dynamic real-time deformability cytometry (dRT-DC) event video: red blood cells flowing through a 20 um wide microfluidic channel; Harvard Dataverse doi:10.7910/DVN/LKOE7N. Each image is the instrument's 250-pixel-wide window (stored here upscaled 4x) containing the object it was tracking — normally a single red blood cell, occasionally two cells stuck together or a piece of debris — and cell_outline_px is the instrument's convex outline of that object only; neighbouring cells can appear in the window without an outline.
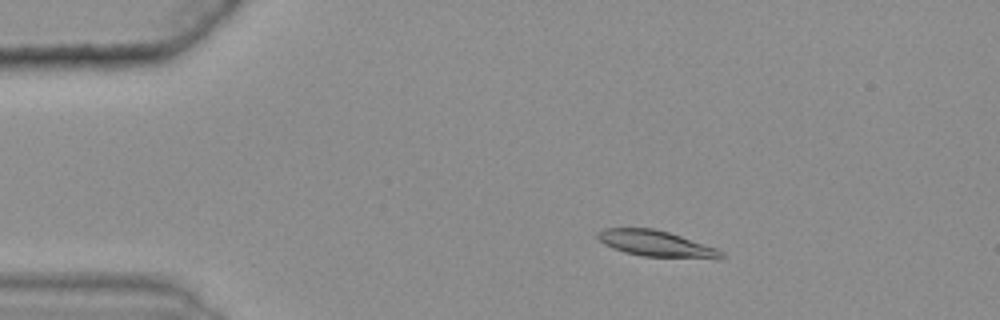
{"species": "common noctule bat (a hibernating species)", "species_latin": "Nyctalus noctula", "temperature_condition": "warm", "stored_images_in_passage": 46, "camera_frame_rate_fps": 3000, "um_per_image_px": 0.085, "animal": {"sex": "female", "body_mass_g": 25.1}, "frame": {"image": 1, "passage_image": 10, "time_ms": 3.0, "image_size_px": [1000, 320], "cell_outline_px": [[724, 256], [720, 260], [644, 256], [624, 252], [612, 248], [604, 244], [596, 236], [596, 232], [604, 228], [652, 228], [668, 232], [716, 248], [724, 252]], "centroid_in_image_um": [55.8, 20.73], "position_along_channel_um": 29.2, "area_um2": 18.96}}
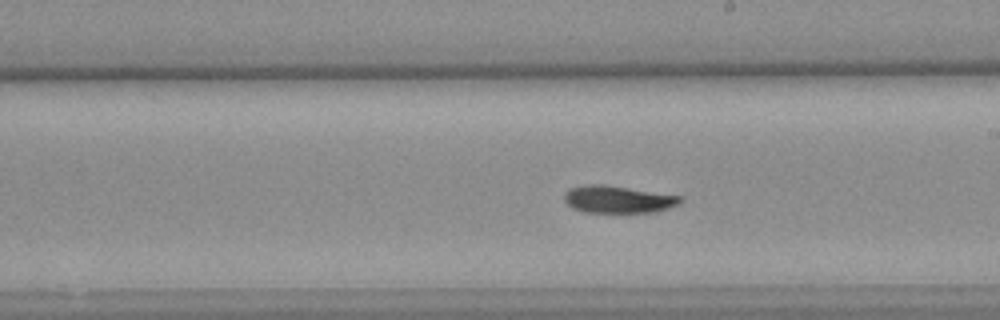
{"frame": {"image": 2, "passage_image": 32, "time_ms": 10.333, "image_size_px": [1000, 320], "cell_outline_px": [[684, 200], [680, 204], [656, 212], [584, 212], [572, 208], [564, 200], [564, 192], [568, 188], [588, 184], [604, 184], [680, 196]], "centroid_in_image_um": [52.51, 16.94], "position_along_channel_um": 236.5, "area_um2": 18.5}}
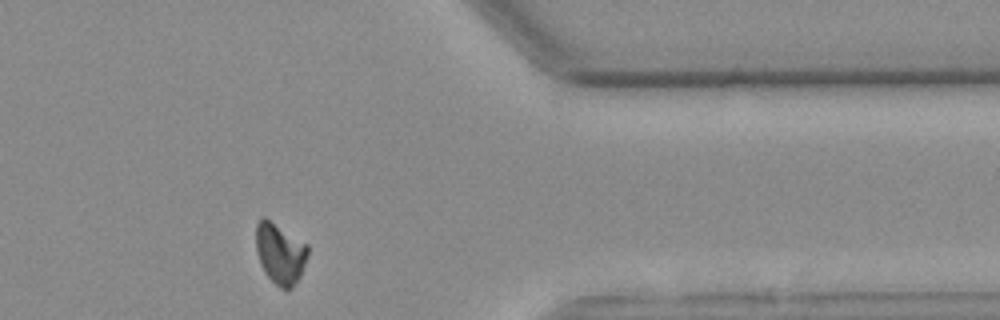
{"frame": {"image": 3, "passage_image": 46, "time_ms": 15.0, "image_size_px": [1000, 320], "cell_outline_px": [[308, 252], [300, 276], [292, 288], [288, 292], [280, 288], [264, 272], [260, 264], [256, 248], [256, 224], [260, 216], [264, 216], [308, 244]], "centroid_in_image_um": [23.8, 21.53], "position_along_channel_um": 387.6, "area_um2": 18.5}, "authors_computed_cell_mechanics": {"area_um2": 18.9584, "velocity_mm_per_s": 3.6035, "shape_relaxation_time_tau1_ms": 11.1823, "shape_relaxation_time_tau2_ms": null, "deformation_change_tau1": 0.2296, "deformation_change_tau2": null}}